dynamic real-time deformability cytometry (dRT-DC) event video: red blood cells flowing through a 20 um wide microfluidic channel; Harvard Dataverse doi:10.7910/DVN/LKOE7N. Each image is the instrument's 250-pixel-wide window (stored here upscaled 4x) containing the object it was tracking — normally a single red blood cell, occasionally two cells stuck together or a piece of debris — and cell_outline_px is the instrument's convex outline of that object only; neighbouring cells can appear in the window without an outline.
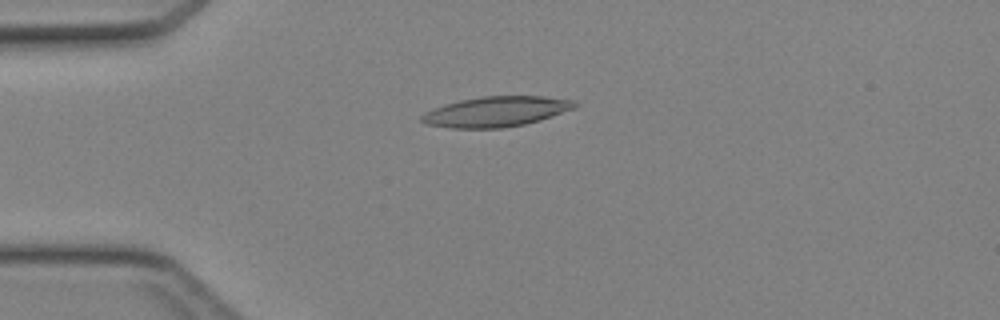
{"species": "Egyptian fruit bat (a non-hibernating species)", "species_latin": "Rousettus aegyptiacus", "temperature_condition": "cold", "stored_images_in_passage": 45, "camera_frame_rate_fps": 3000, "um_per_image_px": 0.085, "animal": {"sex": "female"}, "frame": {"image": 1, "passage_image": 11, "time_ms": 3.333, "image_size_px": [1000, 320], "cell_outline_px": [[580, 104], [576, 108], [540, 120], [524, 124], [504, 128], [452, 128], [428, 124], [420, 120], [420, 116], [424, 112], [432, 108], [444, 104], [460, 100], [480, 96], [544, 96], [576, 100]], "centroid_in_image_um": [42.2, 9.47], "position_along_channel_um": 42.8, "area_um2": 27.22}}
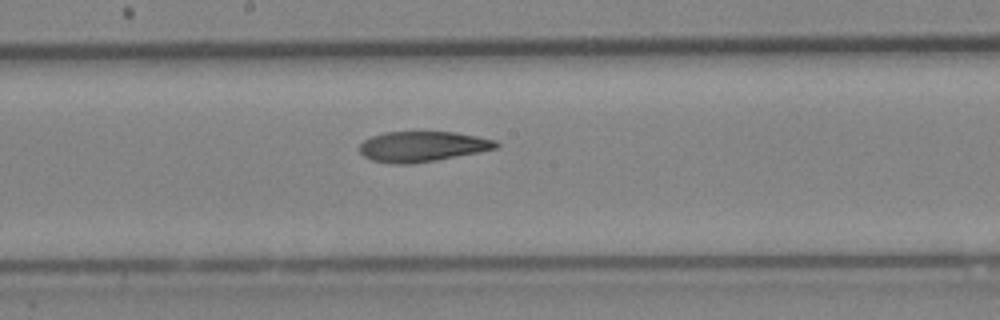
{"frame": {"image": 2, "passage_image": 24, "time_ms": 7.667, "image_size_px": [1000, 320], "cell_outline_px": [[500, 144], [496, 148], [480, 152], [436, 160], [408, 164], [396, 164], [372, 160], [364, 156], [360, 152], [360, 144], [364, 140], [372, 136], [384, 132], [456, 132], [496, 140]], "centroid_in_image_um": [35.91, 12.45], "position_along_channel_um": 212.3, "area_um2": 24.04}}
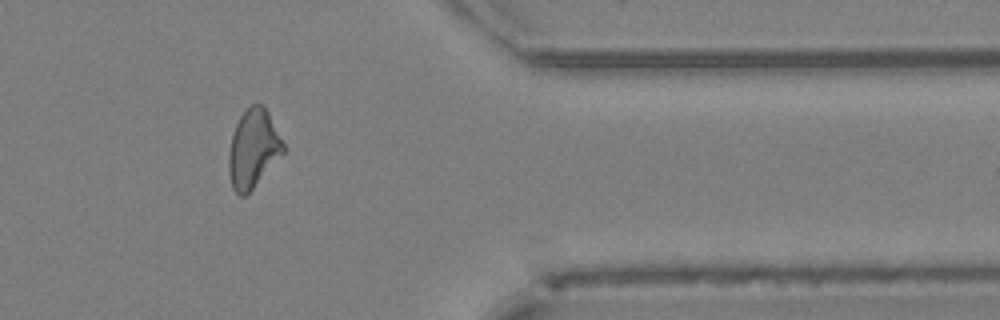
{"frame": {"image": 3, "passage_image": 37, "time_ms": 12.0, "image_size_px": [1000, 320], "cell_outline_px": [[284, 152], [252, 188], [244, 196], [240, 196], [232, 188], [228, 172], [228, 152], [232, 136], [236, 124], [240, 116], [252, 104], [264, 104], [284, 144]], "centroid_in_image_um": [21.5, 12.63], "position_along_channel_um": 389.9, "area_um2": 24.51}}